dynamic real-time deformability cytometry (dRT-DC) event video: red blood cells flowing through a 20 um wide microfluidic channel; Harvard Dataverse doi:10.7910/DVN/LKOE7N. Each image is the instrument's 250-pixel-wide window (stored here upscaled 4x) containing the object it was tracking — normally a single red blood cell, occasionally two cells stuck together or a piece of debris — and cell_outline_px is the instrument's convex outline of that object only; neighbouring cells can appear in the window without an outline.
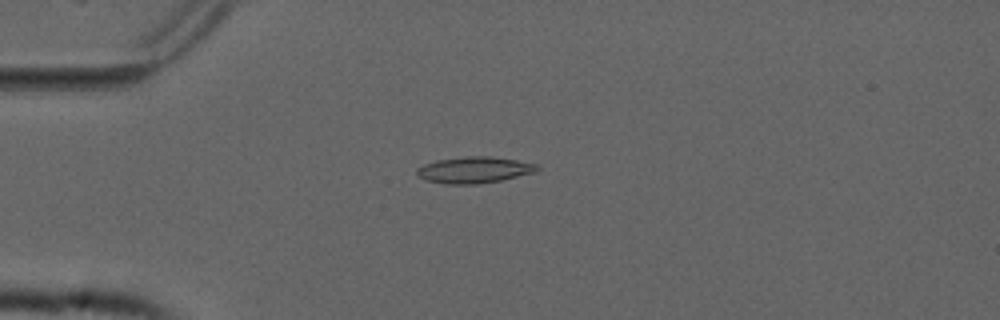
{"species": "common noctule bat (a hibernating species)", "species_latin": "Nyctalus noctula", "temperature_condition": "cold", "stored_images_in_passage": 54, "camera_frame_rate_fps": 3000, "um_per_image_px": 0.085, "animal": {"sex": "male", "forearm_length_mm": 52.5}, "frame": {"image": 1, "passage_image": 14, "time_ms": 4.333, "image_size_px": [1000, 320], "cell_outline_px": [[540, 168], [536, 172], [500, 180], [476, 184], [444, 184], [424, 180], [416, 176], [416, 168], [424, 164], [436, 160], [464, 156], [488, 156], [516, 160], [540, 164]], "centroid_in_image_um": [40.28, 14.44], "position_along_channel_um": 44.7, "area_um2": 18.67}}
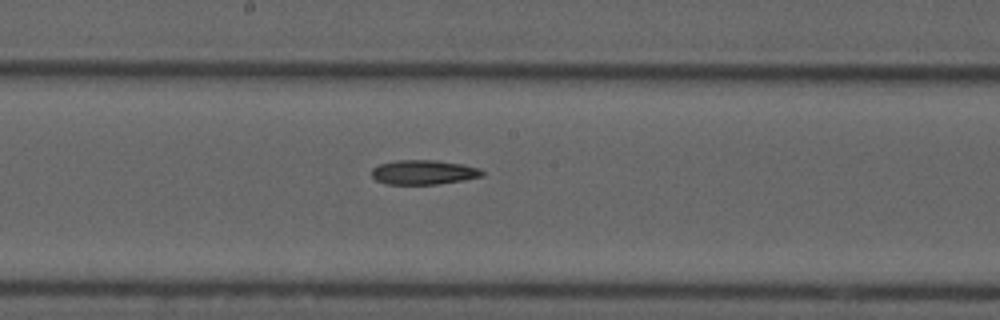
{"frame": {"image": 2, "passage_image": 29, "time_ms": 9.333, "image_size_px": [1000, 320], "cell_outline_px": [[484, 176], [464, 180], [436, 184], [388, 184], [376, 180], [372, 176], [372, 168], [380, 164], [396, 160], [436, 160], [464, 164], [480, 168], [484, 172]], "centroid_in_image_um": [36.04, 14.63], "position_along_channel_um": 212.2, "area_um2": 15.84}}
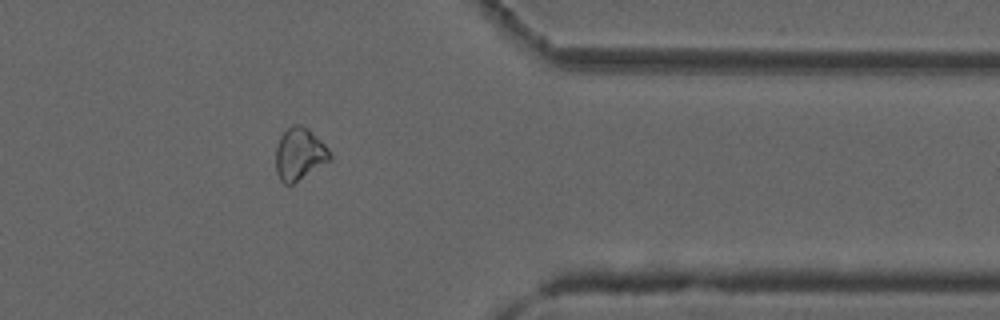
{"frame": {"image": 3, "passage_image": 44, "time_ms": 14.333, "image_size_px": [1000, 320], "cell_outline_px": [[332, 160], [292, 184], [284, 184], [280, 180], [276, 172], [276, 148], [280, 136], [292, 124], [300, 124], [308, 128], [328, 148], [332, 156]], "centroid_in_image_um": [25.46, 13.09], "position_along_channel_um": 385.9, "area_um2": 16.53}}